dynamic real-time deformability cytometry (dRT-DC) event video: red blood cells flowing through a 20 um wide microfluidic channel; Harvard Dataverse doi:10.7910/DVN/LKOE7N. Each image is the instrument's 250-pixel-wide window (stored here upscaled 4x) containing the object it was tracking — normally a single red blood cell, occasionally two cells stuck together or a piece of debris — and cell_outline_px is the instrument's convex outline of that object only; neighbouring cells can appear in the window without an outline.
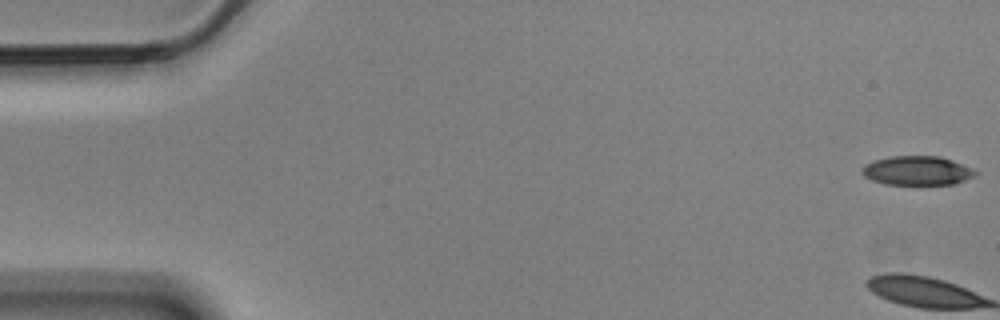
{"species": "Egyptian fruit bat (a non-hibernating species)", "species_latin": "Rousettus aegyptiacus", "temperature_condition": "cold", "stored_images_in_passage": 13, "camera_frame_rate_fps": 3000, "um_per_image_px": 0.085, "animal": {"sex": "male"}, "frame": {"image": 1, "passage_image": 1, "time_ms": 0.0, "image_size_px": [1000, 320], "cell_outline_px": [[980, 172], [964, 180], [952, 184], [884, 184], [872, 180], [864, 176], [860, 172], [860, 168], [864, 164], [872, 160], [888, 156], [940, 156], [952, 160]], "centroid_in_image_um": [77.88, 14.49], "position_along_channel_um": 7.1, "area_um2": 19.31}}
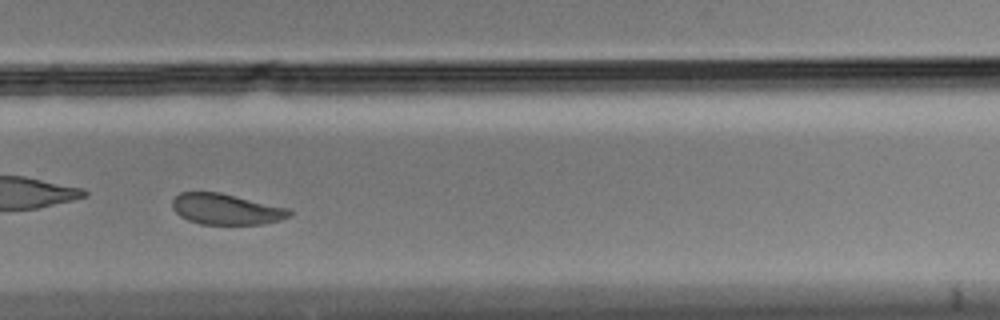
{"frame": {"image": 2, "passage_image": 11, "time_ms": 3.333, "image_size_px": [1000, 320], "cell_outline_px": [[292, 216], [280, 220], [264, 224], [200, 224], [188, 220], [180, 216], [172, 208], [172, 200], [180, 192], [220, 192], [292, 208]], "centroid_in_image_um": [19.27, 17.77], "position_along_channel_um": 310.5, "area_um2": 21.39}}